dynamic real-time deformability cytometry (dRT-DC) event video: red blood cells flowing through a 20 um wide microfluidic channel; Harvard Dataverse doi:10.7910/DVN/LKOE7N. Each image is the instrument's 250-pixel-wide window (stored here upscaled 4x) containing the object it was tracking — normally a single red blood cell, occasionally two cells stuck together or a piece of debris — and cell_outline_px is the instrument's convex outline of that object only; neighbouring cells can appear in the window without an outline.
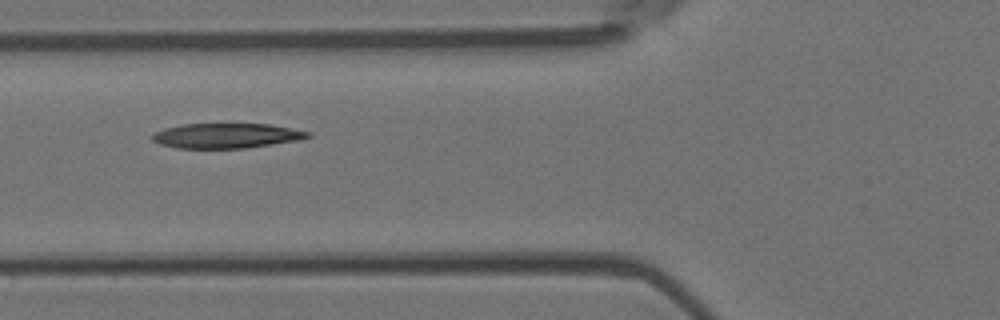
{"species": "Egyptian fruit bat (a non-hibernating species)", "species_latin": "Rousettus aegyptiacus", "temperature_condition": "room temperature", "stored_images_in_passage": 10, "camera_frame_rate_fps": 3000, "um_per_image_px": 0.085, "animal": {"sex": "female"}, "frame": {"image": 1, "passage_image": 5, "time_ms": 1.333, "image_size_px": [1000, 320], "cell_outline_px": [[312, 136], [300, 140], [244, 148], [176, 148], [160, 144], [152, 140], [152, 132], [164, 128], [180, 124], [268, 124], [292, 128], [312, 132]], "centroid_in_image_um": [19.24, 11.53], "position_along_channel_um": 106.6, "area_um2": 22.72}}
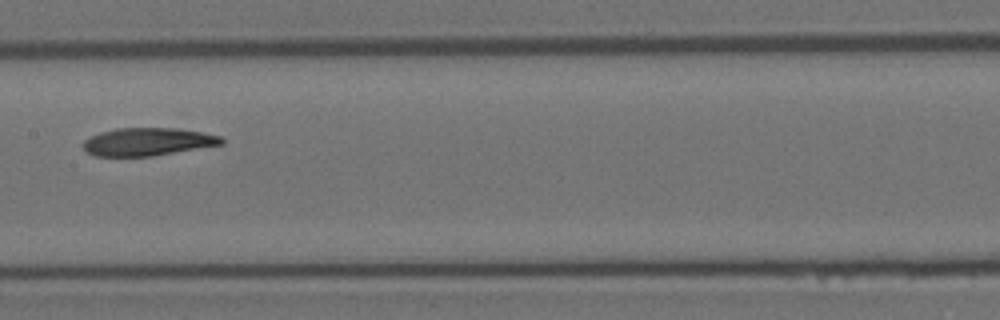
{"frame": {"image": 2, "passage_image": 7, "time_ms": 2.0, "image_size_px": [1000, 320], "cell_outline_px": [[224, 144], [152, 156], [96, 156], [88, 152], [80, 144], [84, 140], [100, 132], [116, 128], [176, 128], [204, 132], [220, 136], [224, 140]], "centroid_in_image_um": [12.56, 12.04], "position_along_channel_um": 194.8, "area_um2": 22.48}}
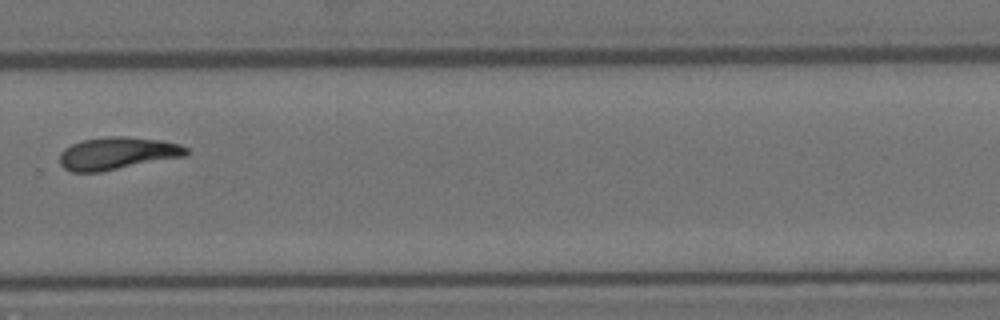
{"frame": {"image": 3, "passage_image": 10, "time_ms": 3.0, "image_size_px": [1000, 320], "cell_outline_px": [[188, 152], [184, 156], [100, 172], [72, 172], [64, 168], [60, 164], [60, 152], [64, 148], [72, 144], [84, 140], [108, 136], [124, 136], [160, 140], [180, 144], [188, 148]], "centroid_in_image_um": [9.95, 13.03], "position_along_channel_um": 319.9, "area_um2": 23.81}}